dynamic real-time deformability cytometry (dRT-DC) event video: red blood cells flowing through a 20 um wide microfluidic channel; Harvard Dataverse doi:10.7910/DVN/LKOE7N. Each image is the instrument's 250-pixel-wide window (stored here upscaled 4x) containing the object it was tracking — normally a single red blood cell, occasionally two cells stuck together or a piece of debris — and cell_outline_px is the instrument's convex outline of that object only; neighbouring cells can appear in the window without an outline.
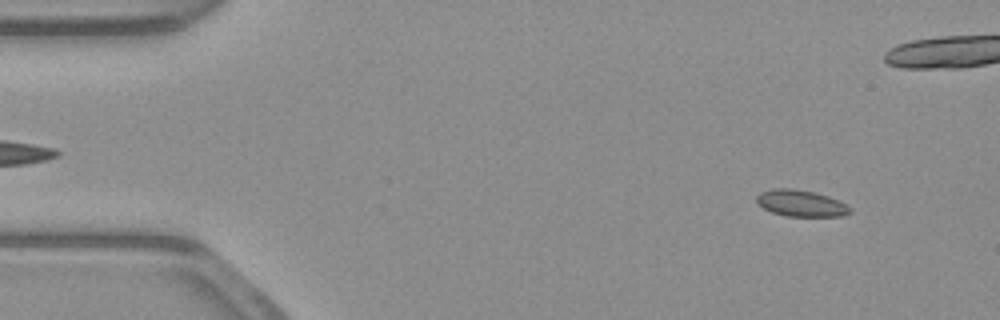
{"species": "common noctule bat (a hibernating species)", "species_latin": "Nyctalus noctula", "temperature_condition": "warm", "stored_images_in_passage": 52, "camera_frame_rate_fps": 3000, "um_per_image_px": 0.085, "animal": {"sex": "male", "body_mass_g": 23.1, "forearm_length_mm": 52.7}, "frame": {"image": 1, "passage_image": 3, "time_ms": 0.667, "image_size_px": [1000, 320], "cell_outline_px": [[852, 212], [844, 216], [784, 216], [772, 212], [756, 204], [756, 196], [760, 192], [772, 188], [792, 188], [812, 192], [828, 196], [852, 208]], "centroid_in_image_um": [68.04, 17.28], "position_along_channel_um": 17.0, "area_um2": 14.45}}
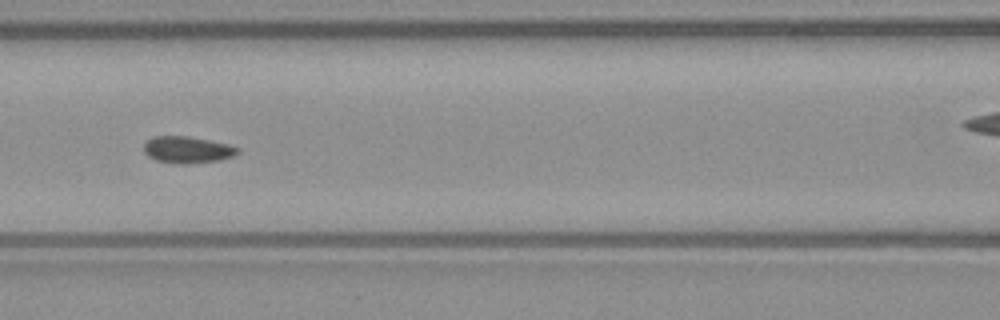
{"frame": {"image": 2, "passage_image": 21, "time_ms": 6.667, "image_size_px": [1000, 320], "cell_outline_px": [[240, 152], [232, 156], [216, 160], [180, 164], [156, 160], [148, 156], [144, 152], [144, 144], [152, 136], [188, 136], [228, 144], [240, 148]], "centroid_in_image_um": [15.91, 12.71], "position_along_channel_um": 150.7, "area_um2": 14.39}}
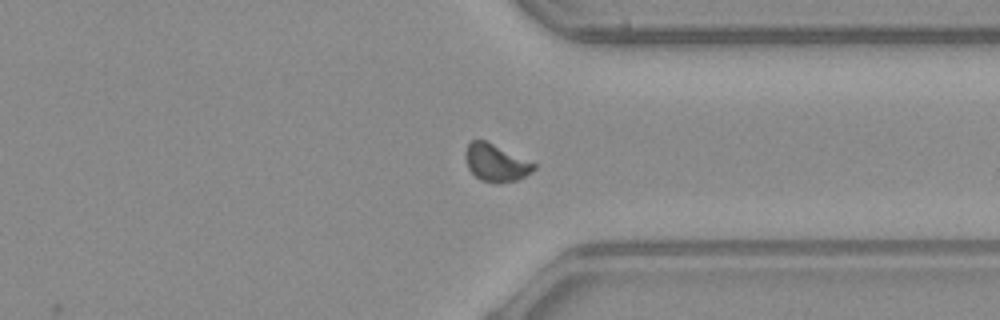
{"frame": {"image": 3, "passage_image": 38, "time_ms": 12.333, "image_size_px": [1000, 320], "cell_outline_px": [[536, 168], [532, 172], [516, 180], [480, 180], [468, 168], [468, 144], [472, 140], [484, 140], [536, 164]], "centroid_in_image_um": [42.19, 13.81], "position_along_channel_um": 369.2, "area_um2": 13.81}, "authors_computed_cell_mechanics": {"area_um2": 14.3344, "velocity_mm_per_s": 3.8874, "shape_relaxation_time_tau1_ms": 4.9168, "shape_relaxation_time_tau2_ms": 0.884, "deformation_change_tau1": 0.0881, "deformation_change_tau2": 0.0518}}